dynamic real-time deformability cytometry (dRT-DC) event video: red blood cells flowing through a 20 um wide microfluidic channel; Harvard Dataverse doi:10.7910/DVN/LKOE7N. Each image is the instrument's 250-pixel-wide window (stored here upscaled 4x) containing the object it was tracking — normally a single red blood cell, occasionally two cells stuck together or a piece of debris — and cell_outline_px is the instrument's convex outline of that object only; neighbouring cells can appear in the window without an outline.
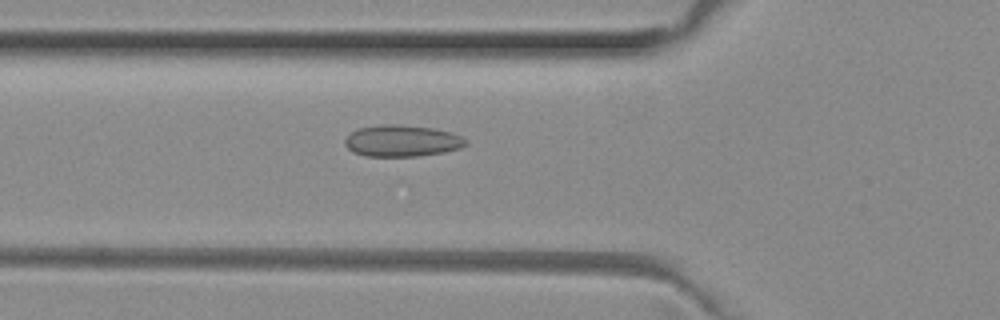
{"species": "common noctule bat (a hibernating species)", "species_latin": "Nyctalus noctula", "temperature_condition": "room temperature", "stored_images_in_passage": 35, "camera_frame_rate_fps": 3000, "um_per_image_px": 0.085, "animal": {"sex": "female", "body_mass_g": 29.2, "forearm_length_mm": 56.3}, "frame": {"image": 1, "passage_image": 2, "time_ms": 0.333, "image_size_px": [1000, 320], "cell_outline_px": [[468, 144], [460, 148], [444, 152], [416, 156], [364, 156], [352, 152], [344, 144], [344, 140], [352, 132], [360, 128], [380, 124], [400, 124], [432, 128], [452, 132], [468, 140]], "centroid_in_image_um": [34.17, 11.97], "position_along_channel_um": 91.6, "area_um2": 22.31}}
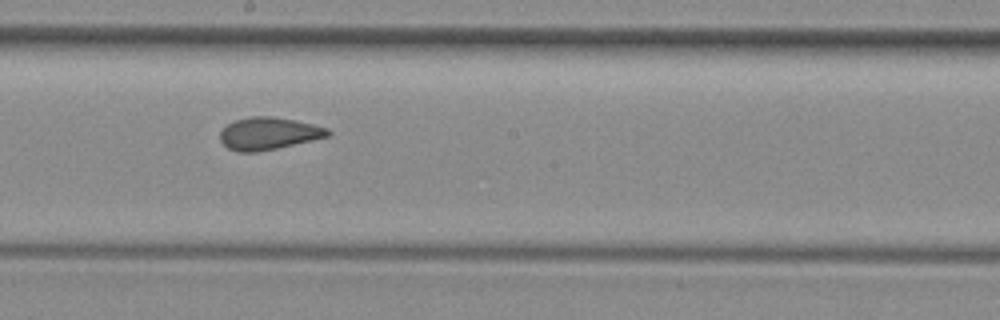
{"frame": {"image": 2, "passage_image": 12, "time_ms": 3.667, "image_size_px": [1000, 320], "cell_outline_px": [[332, 132], [328, 136], [312, 140], [276, 148], [256, 152], [240, 152], [228, 148], [220, 140], [220, 132], [228, 124], [236, 120], [248, 116], [272, 116], [296, 120], [328, 128]], "centroid_in_image_um": [22.83, 11.33], "position_along_channel_um": 225.4, "area_um2": 20.17}}
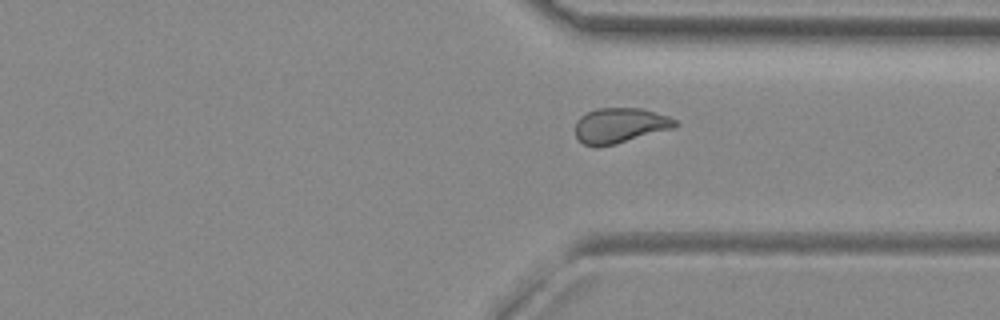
{"frame": {"image": 3, "passage_image": 22, "time_ms": 7.0, "image_size_px": [1000, 320], "cell_outline_px": [[680, 124], [672, 128], [616, 144], [584, 144], [576, 136], [576, 120], [580, 116], [596, 108], [640, 108], [668, 116], [676, 120]], "centroid_in_image_um": [52.71, 10.63], "position_along_channel_um": 358.7, "area_um2": 20.0}}